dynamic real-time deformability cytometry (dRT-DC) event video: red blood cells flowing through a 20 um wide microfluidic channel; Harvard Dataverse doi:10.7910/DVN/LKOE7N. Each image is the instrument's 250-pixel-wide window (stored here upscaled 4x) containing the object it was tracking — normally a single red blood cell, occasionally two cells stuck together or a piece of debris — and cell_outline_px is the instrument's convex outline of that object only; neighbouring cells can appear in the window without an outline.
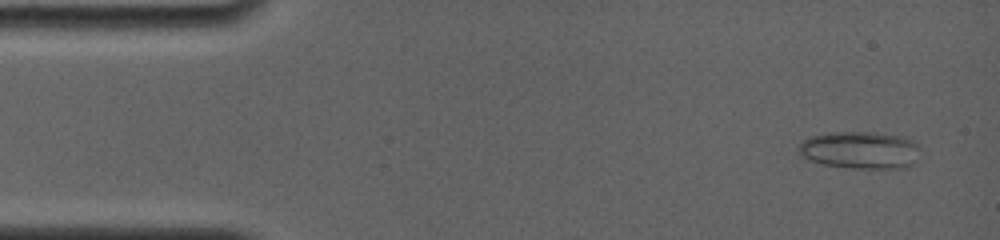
{"species": "common noctule bat (a hibernating species)", "species_latin": "Nyctalus noctula", "temperature_condition": "room temperature", "stored_images_in_passage": 32, "camera_frame_rate_fps": 4000, "um_per_image_px": 0.085, "animal": {"sex": "female", "body_mass_g": 19.0, "forearm_length_mm": 56.7}, "frame": {"image": 1, "passage_image": 2, "time_ms": 0.5, "image_size_px": [1000, 240], "cell_outline_px": [[920, 148], [912, 164], [904, 168], [852, 168], [824, 164], [812, 160], [804, 156], [796, 148], [804, 140], [812, 136], [832, 132], [864, 132], [896, 136], [908, 140], [916, 144]], "centroid_in_image_um": [73.08, 12.77], "position_along_channel_um": 11.9, "area_um2": 25.72}}
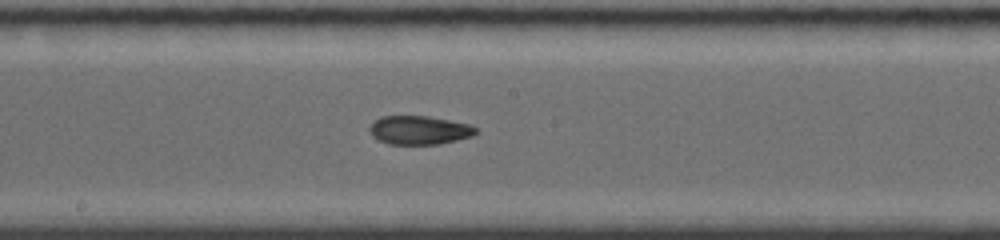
{"frame": {"image": 2, "passage_image": 17, "time_ms": 8.25, "image_size_px": [1000, 240], "cell_outline_px": [[476, 132], [472, 136], [440, 144], [388, 144], [372, 136], [368, 132], [368, 128], [380, 116], [428, 116], [468, 124], [476, 128]], "centroid_in_image_um": [35.6, 11.06], "position_along_channel_um": 212.6, "area_um2": 17.63}}
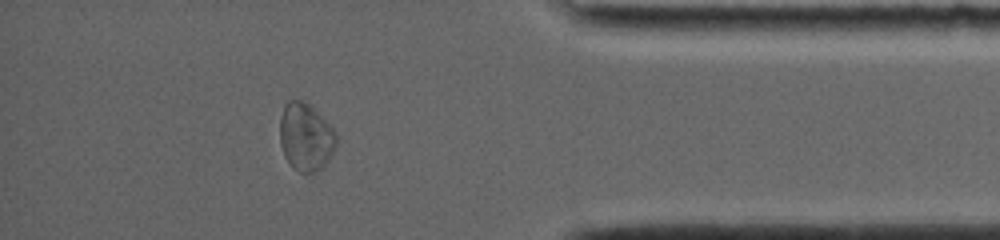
{"frame": {"image": 3, "passage_image": 28, "time_ms": 13.75, "image_size_px": [1000, 240], "cell_outline_px": [[336, 148], [324, 168], [316, 172], [300, 172], [292, 168], [284, 156], [280, 144], [280, 116], [288, 100], [300, 100], [308, 104], [336, 132]], "centroid_in_image_um": [25.98, 11.69], "position_along_channel_um": 409.2, "area_um2": 22.25}, "authors_computed_cell_mechanics": {"area_um2": 19.1318, "velocity_mm_per_s": 3.8731, "shape_relaxation_time_tau1_ms": null, "shape_relaxation_time_tau2_ms": 2.2072, "deformation_change_tau1": null, "deformation_change_tau2": 0.0567}}